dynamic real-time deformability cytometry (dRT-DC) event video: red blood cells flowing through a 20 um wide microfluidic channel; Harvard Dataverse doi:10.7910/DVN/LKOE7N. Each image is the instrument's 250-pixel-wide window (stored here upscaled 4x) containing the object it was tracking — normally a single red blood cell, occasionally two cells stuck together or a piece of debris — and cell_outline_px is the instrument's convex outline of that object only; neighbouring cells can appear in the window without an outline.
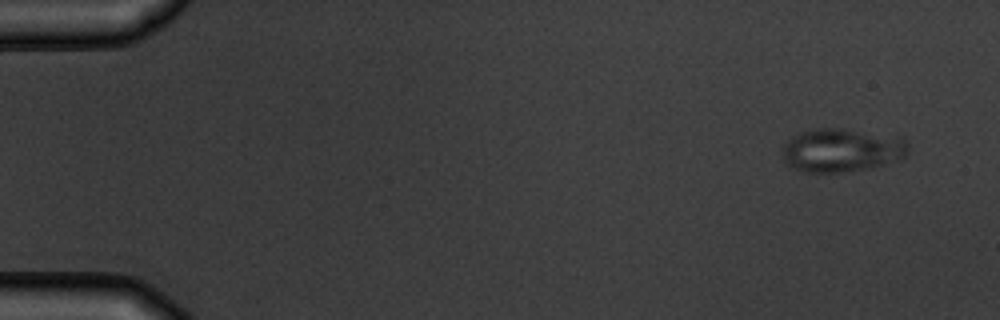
{"species": "common noctule bat (a hibernating species)", "species_latin": "Nyctalus noctula", "temperature_condition": "warm", "stored_images_in_passage": 4, "camera_frame_rate_fps": 3000, "um_per_image_px": 0.085, "animal": {"sex": "male", "body_mass_g": 19.5, "forearm_length_mm": 54.6}, "frame": {"image": 1, "passage_image": 1, "time_ms": 0.0, "image_size_px": [1000, 320], "cell_outline_px": [[908, 148], [904, 156], [896, 160], [868, 168], [840, 172], [804, 172], [792, 168], [784, 164], [784, 144], [788, 140], [800, 132], [816, 128], [840, 128], [904, 136], [908, 144]], "centroid_in_image_um": [71.55, 12.75], "position_along_channel_um": 13.4, "area_um2": 31.96}}